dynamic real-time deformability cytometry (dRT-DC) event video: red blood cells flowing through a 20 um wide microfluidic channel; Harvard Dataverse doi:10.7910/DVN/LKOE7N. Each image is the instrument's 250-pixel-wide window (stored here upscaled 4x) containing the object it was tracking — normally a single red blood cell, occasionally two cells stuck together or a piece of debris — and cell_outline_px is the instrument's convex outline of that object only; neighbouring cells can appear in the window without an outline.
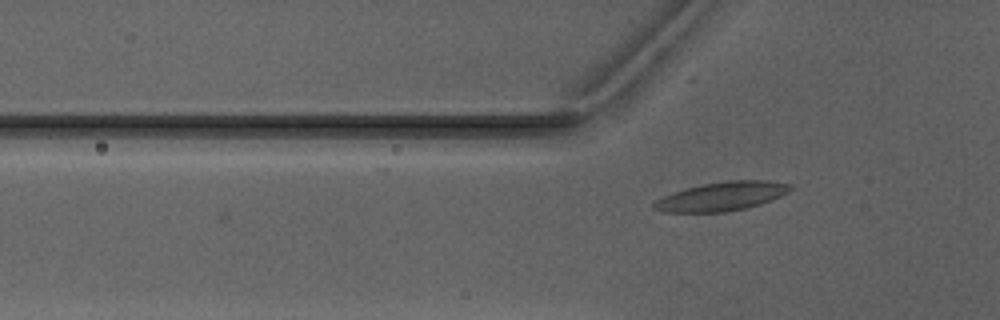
{"species": "Egyptian fruit bat (a non-hibernating species)", "species_latin": "Rousettus aegyptiacus", "temperature_condition": "warm", "stored_images_in_passage": 6, "camera_frame_rate_fps": 3000, "um_per_image_px": 0.085, "animal": {"sex": "male"}, "frame": {"image": 1, "passage_image": 3, "time_ms": 2.667, "image_size_px": [1000, 320], "cell_outline_px": [[792, 188], [788, 192], [772, 200], [760, 204], [744, 208], [724, 212], [664, 212], [652, 208], [652, 204], [656, 200], [672, 192], [704, 184], [728, 180], [768, 180], [792, 184]], "centroid_in_image_um": [61.36, 16.68], "position_along_channel_um": 64.4, "area_um2": 22.83}}
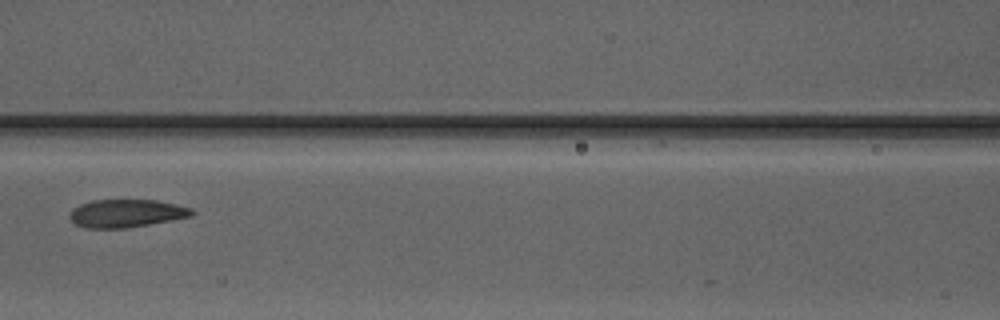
{"frame": {"image": 2, "passage_image": 5, "time_ms": 5.0, "image_size_px": [1000, 320], "cell_outline_px": [[196, 212], [192, 216], [172, 220], [124, 228], [84, 228], [76, 224], [68, 216], [72, 208], [80, 204], [92, 200], [156, 200], [176, 204], [192, 208]], "centroid_in_image_um": [10.74, 18.13], "position_along_channel_um": 155.9, "area_um2": 19.94}}
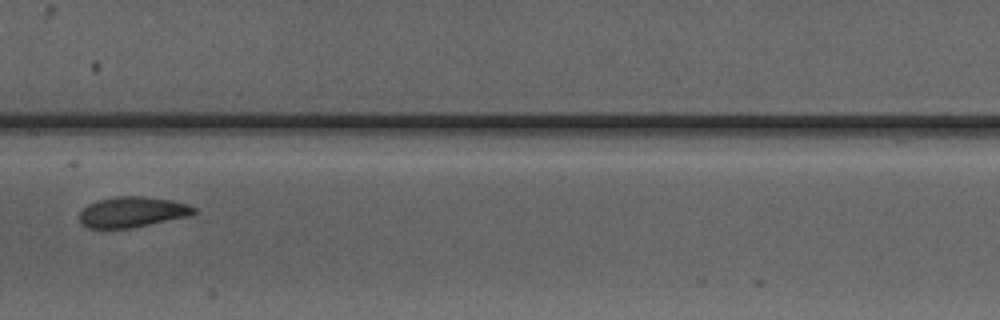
{"frame": {"image": 3, "passage_image": 6, "time_ms": 6.0, "image_size_px": [1000, 320], "cell_outline_px": [[196, 212], [188, 216], [132, 228], [88, 228], [80, 220], [80, 212], [88, 204], [96, 200], [116, 196], [144, 196], [172, 200], [188, 204], [196, 208]], "centroid_in_image_um": [11.25, 18.01], "position_along_channel_um": 196.1, "area_um2": 20.35}}